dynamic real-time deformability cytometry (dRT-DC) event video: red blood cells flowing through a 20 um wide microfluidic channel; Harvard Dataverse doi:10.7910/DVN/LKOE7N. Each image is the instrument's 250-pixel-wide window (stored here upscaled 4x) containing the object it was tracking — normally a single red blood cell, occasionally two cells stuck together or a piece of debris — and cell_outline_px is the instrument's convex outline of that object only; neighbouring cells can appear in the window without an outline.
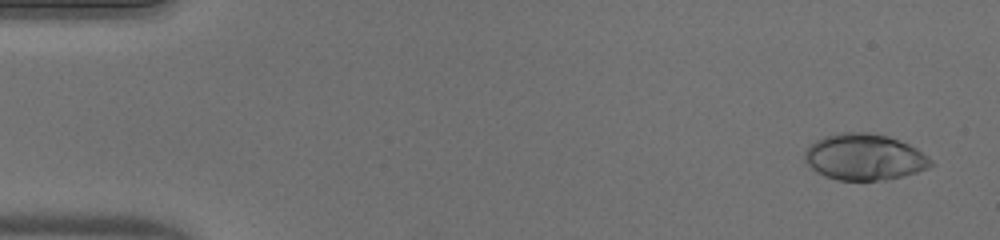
{"species": "human", "species_latin": "Homo sapiens", "temperature_condition": "warm", "stored_images_in_passage": 51, "camera_frame_rate_fps": 3000, "um_per_image_px": 0.085, "donor": {"sex": "male"}, "frame": {"image": 1, "passage_image": 3, "time_ms": 0.667, "image_size_px": [1000, 240], "cell_outline_px": [[932, 164], [928, 168], [916, 172], [884, 180], [836, 180], [824, 176], [812, 168], [804, 160], [804, 152], [816, 140], [824, 136], [840, 132], [868, 132], [888, 136], [908, 144], [916, 148], [928, 156], [932, 160]], "centroid_in_image_um": [73.46, 13.34], "position_along_channel_um": 11.5, "area_um2": 33.87}}
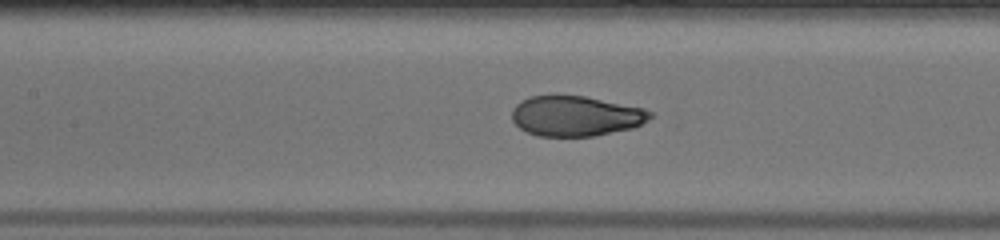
{"frame": {"image": 2, "passage_image": 24, "time_ms": 7.667, "image_size_px": [1000, 240], "cell_outline_px": [[652, 116], [648, 120], [632, 128], [592, 136], [536, 136], [520, 128], [512, 120], [512, 108], [520, 100], [528, 96], [556, 92], [584, 96], [644, 108], [652, 112]], "centroid_in_image_um": [48.87, 9.81], "position_along_channel_um": 158.5, "area_um2": 33.06}}
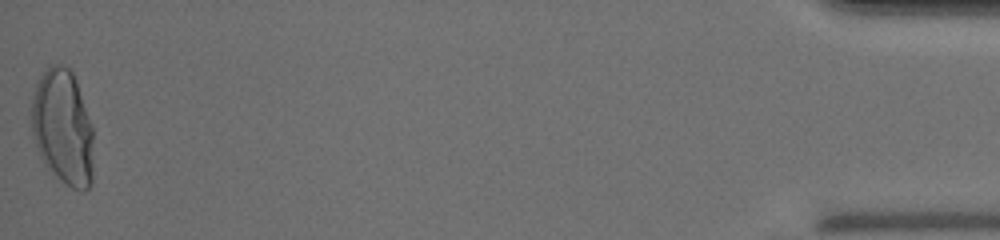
{"frame": {"image": 3, "passage_image": 51, "time_ms": 16.667, "image_size_px": [1000, 240], "cell_outline_px": [[92, 184], [84, 192], [72, 188], [60, 180], [48, 168], [40, 156], [32, 136], [32, 100], [36, 80], [48, 64], [60, 64], [68, 68], [72, 72], [76, 80], [92, 124]], "centroid_in_image_um": [5.33, 10.8], "position_along_channel_um": 429.9, "area_um2": 41.96}, "authors_computed_cell_mechanics": {"area_um2": 33.6974, "velocity_mm_per_s": 4.0758, "shape_relaxation_time_tau1_ms": 5.0038, "shape_relaxation_time_tau2_ms": null, "deformation_change_tau1": 0.2224, "deformation_change_tau2": null}}